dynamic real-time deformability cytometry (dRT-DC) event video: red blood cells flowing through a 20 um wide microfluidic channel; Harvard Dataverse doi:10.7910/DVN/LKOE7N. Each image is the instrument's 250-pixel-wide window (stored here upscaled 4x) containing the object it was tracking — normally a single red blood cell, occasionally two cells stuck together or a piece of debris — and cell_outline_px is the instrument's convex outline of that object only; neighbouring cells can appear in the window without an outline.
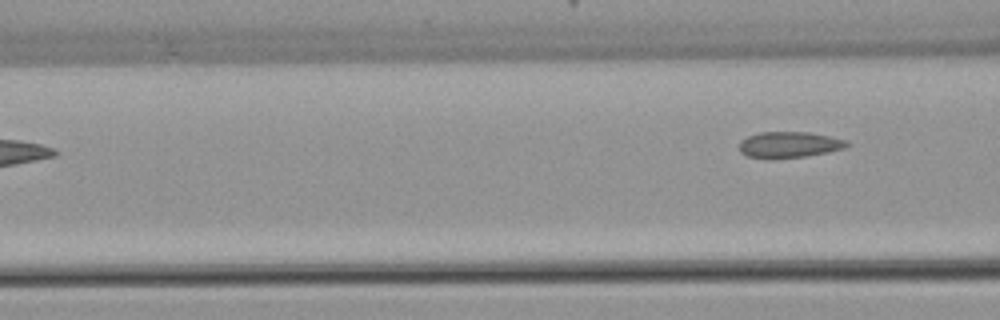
{"species": "common noctule bat (a hibernating species)", "species_latin": "Nyctalus noctula", "temperature_condition": "warm", "stored_images_in_passage": 8, "camera_frame_rate_fps": 3000, "um_per_image_px": 0.085, "animal": {"sex": "female", "body_mass_g": 22.7, "forearm_length_mm": 54.2}, "frame": {"image": 1, "passage_image": 8, "time_ms": 10.0, "image_size_px": [1000, 320], "cell_outline_px": [[852, 144], [844, 148], [828, 152], [804, 156], [772, 160], [764, 160], [748, 156], [740, 152], [740, 140], [748, 136], [760, 132], [808, 132], [848, 140]], "centroid_in_image_um": [67.07, 12.32], "position_along_channel_um": 99.5, "area_um2": 16.65}}